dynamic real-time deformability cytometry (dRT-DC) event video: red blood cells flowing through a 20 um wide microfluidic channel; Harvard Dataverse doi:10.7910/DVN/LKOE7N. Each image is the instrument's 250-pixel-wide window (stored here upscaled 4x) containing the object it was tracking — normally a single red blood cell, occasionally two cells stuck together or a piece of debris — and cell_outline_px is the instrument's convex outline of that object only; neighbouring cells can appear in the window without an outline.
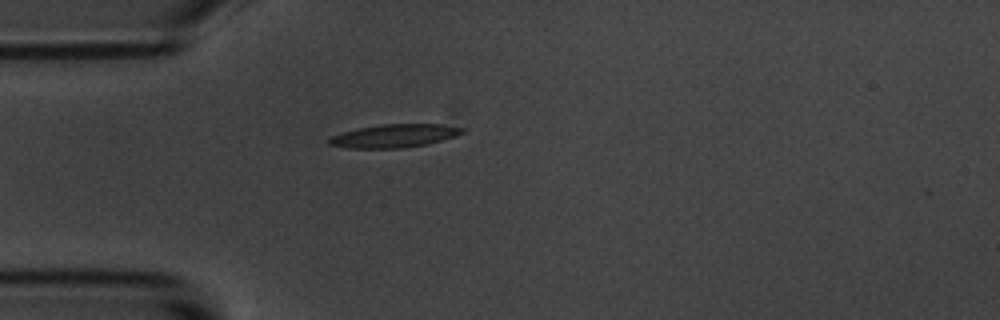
{"species": "common noctule bat (a hibernating species)", "species_latin": "Nyctalus noctula", "temperature_condition": "room temperature", "stored_images_in_passage": 41, "camera_frame_rate_fps": 3000, "um_per_image_px": 0.085, "animal": {"sex": "male", "body_mass_g": 20.1, "forearm_length_mm": 53.5}, "frame": {"image": 1, "passage_image": 1, "time_ms": 0.0, "image_size_px": [1000, 320], "cell_outline_px": [[464, 132], [456, 136], [428, 144], [404, 148], [348, 148], [328, 144], [328, 140], [332, 136], [344, 132], [360, 128], [380, 124], [440, 124], [464, 128]], "centroid_in_image_um": [33.54, 11.55], "position_along_channel_um": 51.5, "area_um2": 17.92}}
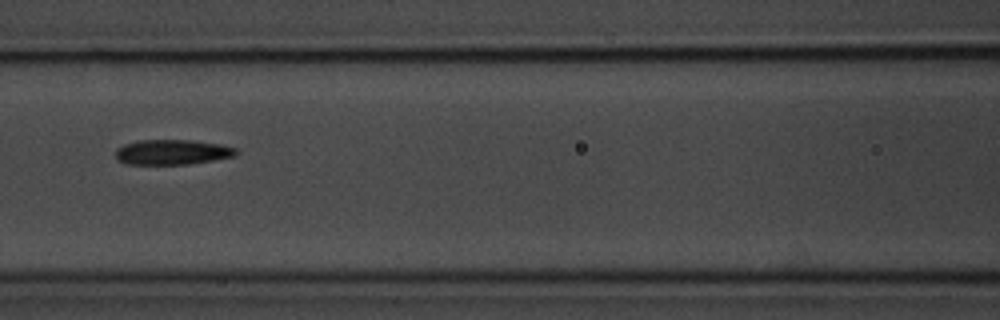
{"frame": {"image": 2, "passage_image": 10, "time_ms": 3.0, "image_size_px": [1000, 320], "cell_outline_px": [[240, 152], [232, 156], [212, 160], [188, 164], [128, 164], [116, 160], [116, 148], [124, 144], [136, 140], [192, 140], [220, 144], [236, 148]], "centroid_in_image_um": [14.61, 12.92], "position_along_channel_um": 152.0, "area_um2": 17.63}}
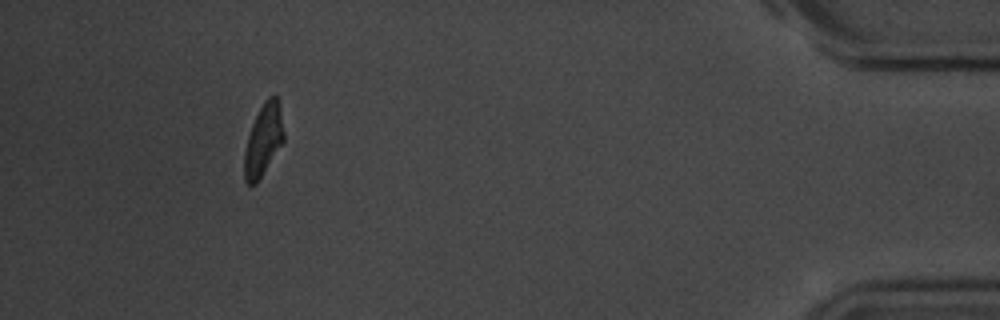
{"frame": {"image": 3, "passage_image": 37, "time_ms": 12.0, "image_size_px": [1000, 320], "cell_outline_px": [[284, 140], [256, 184], [248, 184], [244, 180], [244, 152], [248, 136], [252, 124], [264, 100], [268, 96], [276, 96], [280, 108], [284, 132]], "centroid_in_image_um": [22.38, 11.9], "position_along_channel_um": 412.8, "area_um2": 16.24}, "authors_computed_cell_mechanics": {"area_um2": 17.918, "velocity_mm_per_s": 3.6035, "shape_relaxation_time_tau1_ms": 2.8204, "shape_relaxation_time_tau2_ms": 2.6291, "deformation_change_tau1": 0.1553, "deformation_change_tau2": 0.1066}}